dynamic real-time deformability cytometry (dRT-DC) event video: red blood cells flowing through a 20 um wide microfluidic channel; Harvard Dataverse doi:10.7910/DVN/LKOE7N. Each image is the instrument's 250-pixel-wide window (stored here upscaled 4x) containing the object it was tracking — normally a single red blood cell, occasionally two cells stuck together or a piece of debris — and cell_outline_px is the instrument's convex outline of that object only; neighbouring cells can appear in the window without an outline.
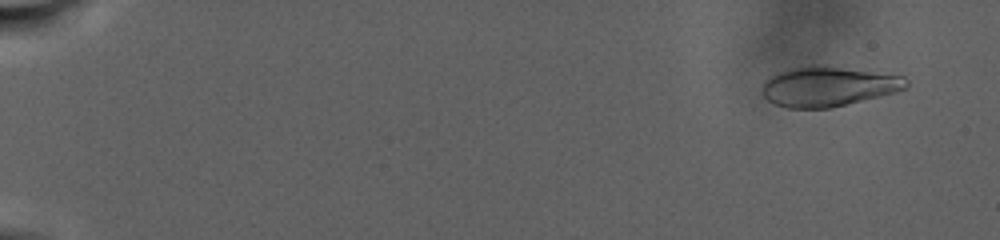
{"species": "human", "species_latin": "Homo sapiens", "temperature_condition": "warm", "stored_images_in_passage": 39, "camera_frame_rate_fps": 3000, "um_per_image_px": 0.085, "donor": {"sex": "male"}, "frame": {"image": 1, "passage_image": 3, "time_ms": 1.667, "image_size_px": [1000, 240], "cell_outline_px": [[908, 88], [896, 92], [832, 108], [788, 108], [772, 104], [760, 92], [760, 88], [764, 80], [768, 76], [792, 68], [812, 64], [820, 64], [904, 76], [908, 80]], "centroid_in_image_um": [70.37, 7.35], "position_along_channel_um": 14.6, "area_um2": 33.99}}
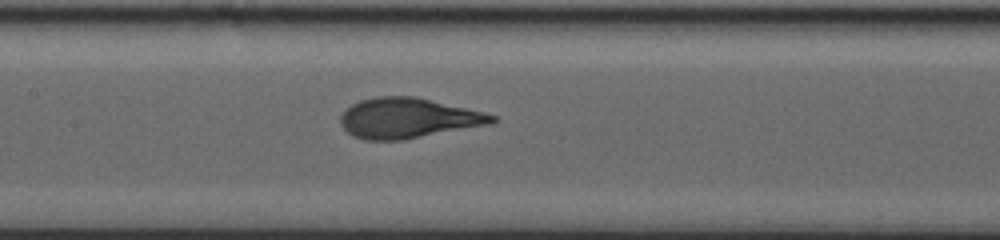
{"frame": {"image": 2, "passage_image": 19, "time_ms": 16.667, "image_size_px": [1000, 240], "cell_outline_px": [[496, 120], [492, 124], [404, 140], [364, 140], [352, 136], [340, 124], [340, 116], [352, 104], [360, 100], [376, 96], [416, 96], [484, 112], [496, 116]], "centroid_in_image_um": [34.69, 10.04], "position_along_channel_um": 172.7, "area_um2": 35.66}}
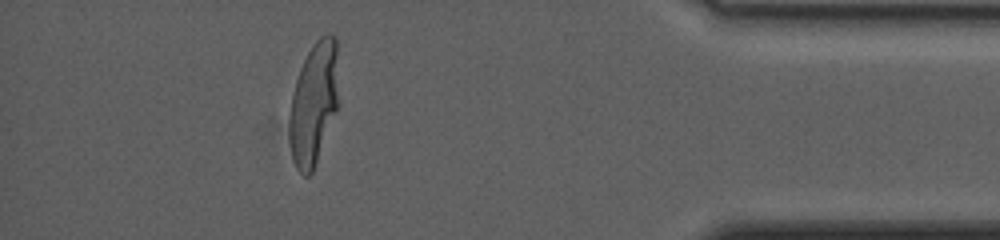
{"frame": {"image": 3, "passage_image": 35, "time_ms": 28.667, "image_size_px": [1000, 240], "cell_outline_px": [[336, 108], [312, 172], [308, 176], [304, 176], [296, 168], [292, 160], [288, 140], [288, 120], [292, 96], [296, 80], [300, 68], [312, 44], [320, 36], [328, 32], [336, 36]], "centroid_in_image_um": [26.6, 8.8], "position_along_channel_um": 408.6, "area_um2": 34.51}, "authors_computed_cell_mechanics": {"area_um2": 34.8534, "velocity_mm_per_s": 2.2597, "shape_relaxation_time_tau1_ms": 7.983, "shape_relaxation_time_tau2_ms": null, "deformation_change_tau1": 0.2601, "deformation_change_tau2": null}}